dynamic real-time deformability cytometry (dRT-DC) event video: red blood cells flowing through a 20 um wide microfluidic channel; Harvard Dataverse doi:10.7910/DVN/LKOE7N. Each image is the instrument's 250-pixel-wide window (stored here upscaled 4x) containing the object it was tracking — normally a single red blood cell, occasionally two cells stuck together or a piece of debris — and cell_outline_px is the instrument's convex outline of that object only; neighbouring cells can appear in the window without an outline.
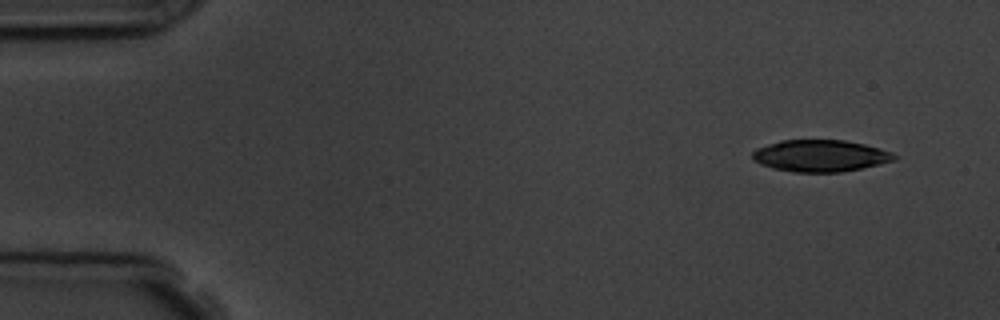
{"species": "common noctule bat (a hibernating species)", "species_latin": "Nyctalus noctula", "temperature_condition": "room temperature", "stored_images_in_passage": 4, "camera_frame_rate_fps": 3000, "um_per_image_px": 0.085, "animal": {"sex": "male", "body_mass_g": 19.5, "forearm_length_mm": 54.6}, "frame": {"image": 1, "passage_image": 1, "time_ms": 0.0, "image_size_px": [1000, 320], "cell_outline_px": [[900, 156], [896, 160], [880, 164], [840, 172], [796, 172], [772, 168], [760, 164], [752, 160], [752, 152], [756, 148], [780, 140], [844, 140], [864, 144], [892, 152]], "centroid_in_image_um": [69.73, 13.24], "position_along_channel_um": 15.3, "area_um2": 26.36}}
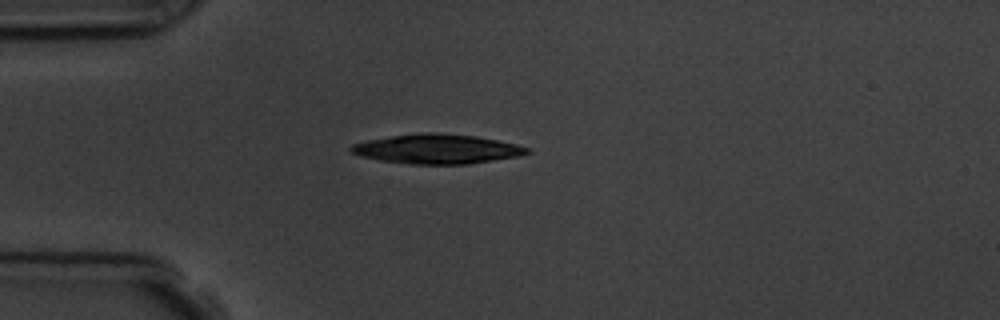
{"frame": {"image": 2, "passage_image": 4, "time_ms": 3.333, "image_size_px": [1000, 320], "cell_outline_px": [[532, 152], [516, 156], [468, 164], [412, 164], [380, 160], [360, 156], [352, 152], [348, 148], [352, 144], [368, 140], [392, 136], [420, 132], [436, 132], [476, 136], [516, 144], [528, 148]], "centroid_in_image_um": [37.12, 12.65], "position_along_channel_um": 47.9, "area_um2": 30.06}}